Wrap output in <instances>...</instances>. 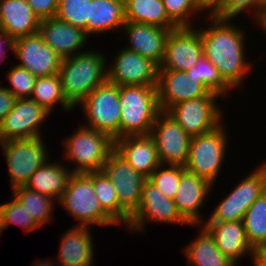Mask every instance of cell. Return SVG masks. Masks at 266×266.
Listing matches in <instances>:
<instances>
[{
  "instance_id": "6da1fadb",
  "label": "cell",
  "mask_w": 266,
  "mask_h": 266,
  "mask_svg": "<svg viewBox=\"0 0 266 266\" xmlns=\"http://www.w3.org/2000/svg\"><path fill=\"white\" fill-rule=\"evenodd\" d=\"M209 17V18H208ZM206 15L209 27H199L203 56L220 72L223 80L234 90L239 89L247 75L252 74L253 63L246 59L245 34L243 28L233 25L231 20ZM240 86V87H239Z\"/></svg>"
},
{
  "instance_id": "7a4b0ae2",
  "label": "cell",
  "mask_w": 266,
  "mask_h": 266,
  "mask_svg": "<svg viewBox=\"0 0 266 266\" xmlns=\"http://www.w3.org/2000/svg\"><path fill=\"white\" fill-rule=\"evenodd\" d=\"M86 51L62 59L58 75L66 100L77 105L97 86L108 80L109 64L104 51ZM107 62V63H106Z\"/></svg>"
},
{
  "instance_id": "3957f363",
  "label": "cell",
  "mask_w": 266,
  "mask_h": 266,
  "mask_svg": "<svg viewBox=\"0 0 266 266\" xmlns=\"http://www.w3.org/2000/svg\"><path fill=\"white\" fill-rule=\"evenodd\" d=\"M119 102V138L150 135L155 119L161 112L157 86H119Z\"/></svg>"
},
{
  "instance_id": "277c9868",
  "label": "cell",
  "mask_w": 266,
  "mask_h": 266,
  "mask_svg": "<svg viewBox=\"0 0 266 266\" xmlns=\"http://www.w3.org/2000/svg\"><path fill=\"white\" fill-rule=\"evenodd\" d=\"M58 203L79 223L75 226H120L95 196L92 172L73 173Z\"/></svg>"
},
{
  "instance_id": "5b68a950",
  "label": "cell",
  "mask_w": 266,
  "mask_h": 266,
  "mask_svg": "<svg viewBox=\"0 0 266 266\" xmlns=\"http://www.w3.org/2000/svg\"><path fill=\"white\" fill-rule=\"evenodd\" d=\"M63 143L64 158L74 162L73 173L101 171L114 150V140L108 134L84 125L79 126Z\"/></svg>"
},
{
  "instance_id": "8992f818",
  "label": "cell",
  "mask_w": 266,
  "mask_h": 266,
  "mask_svg": "<svg viewBox=\"0 0 266 266\" xmlns=\"http://www.w3.org/2000/svg\"><path fill=\"white\" fill-rule=\"evenodd\" d=\"M222 123L215 130L191 137L189 155L184 168L214 186L220 177L221 166L229 144L227 126Z\"/></svg>"
},
{
  "instance_id": "52a82bcc",
  "label": "cell",
  "mask_w": 266,
  "mask_h": 266,
  "mask_svg": "<svg viewBox=\"0 0 266 266\" xmlns=\"http://www.w3.org/2000/svg\"><path fill=\"white\" fill-rule=\"evenodd\" d=\"M87 125L84 126L108 134L113 140L119 138L121 105L119 86L109 82L93 89L80 103Z\"/></svg>"
},
{
  "instance_id": "ba28073f",
  "label": "cell",
  "mask_w": 266,
  "mask_h": 266,
  "mask_svg": "<svg viewBox=\"0 0 266 266\" xmlns=\"http://www.w3.org/2000/svg\"><path fill=\"white\" fill-rule=\"evenodd\" d=\"M101 171L116 189L119 200V225L126 227L130 216L140 204L142 187L147 178L134 170L115 150L110 153Z\"/></svg>"
},
{
  "instance_id": "9c48e42d",
  "label": "cell",
  "mask_w": 266,
  "mask_h": 266,
  "mask_svg": "<svg viewBox=\"0 0 266 266\" xmlns=\"http://www.w3.org/2000/svg\"><path fill=\"white\" fill-rule=\"evenodd\" d=\"M44 142L42 137H35L0 143L7 162L11 190L26 186L32 174L50 160Z\"/></svg>"
},
{
  "instance_id": "30bf717a",
  "label": "cell",
  "mask_w": 266,
  "mask_h": 266,
  "mask_svg": "<svg viewBox=\"0 0 266 266\" xmlns=\"http://www.w3.org/2000/svg\"><path fill=\"white\" fill-rule=\"evenodd\" d=\"M266 191V162L248 174L230 193L223 197L204 222L242 220L250 205Z\"/></svg>"
},
{
  "instance_id": "8fae6325",
  "label": "cell",
  "mask_w": 266,
  "mask_h": 266,
  "mask_svg": "<svg viewBox=\"0 0 266 266\" xmlns=\"http://www.w3.org/2000/svg\"><path fill=\"white\" fill-rule=\"evenodd\" d=\"M220 95H205L173 105L167 113L187 132L190 137L215 130L225 119L216 103Z\"/></svg>"
},
{
  "instance_id": "7c38bea8",
  "label": "cell",
  "mask_w": 266,
  "mask_h": 266,
  "mask_svg": "<svg viewBox=\"0 0 266 266\" xmlns=\"http://www.w3.org/2000/svg\"><path fill=\"white\" fill-rule=\"evenodd\" d=\"M190 225L178 212L172 199L166 197L157 187L146 180L137 210L130 216L126 226L129 232H142L148 222Z\"/></svg>"
},
{
  "instance_id": "4fadbf2b",
  "label": "cell",
  "mask_w": 266,
  "mask_h": 266,
  "mask_svg": "<svg viewBox=\"0 0 266 266\" xmlns=\"http://www.w3.org/2000/svg\"><path fill=\"white\" fill-rule=\"evenodd\" d=\"M150 136L161 164H186L191 137L166 111H161L156 117Z\"/></svg>"
},
{
  "instance_id": "5bb4252c",
  "label": "cell",
  "mask_w": 266,
  "mask_h": 266,
  "mask_svg": "<svg viewBox=\"0 0 266 266\" xmlns=\"http://www.w3.org/2000/svg\"><path fill=\"white\" fill-rule=\"evenodd\" d=\"M49 114V111L30 98L16 99L12 110L0 123V143L42 137L40 128Z\"/></svg>"
},
{
  "instance_id": "9a60e30c",
  "label": "cell",
  "mask_w": 266,
  "mask_h": 266,
  "mask_svg": "<svg viewBox=\"0 0 266 266\" xmlns=\"http://www.w3.org/2000/svg\"><path fill=\"white\" fill-rule=\"evenodd\" d=\"M158 102L161 111H168L182 101L200 98L205 95H219L211 92L191 69L186 71L158 69Z\"/></svg>"
},
{
  "instance_id": "2e32d148",
  "label": "cell",
  "mask_w": 266,
  "mask_h": 266,
  "mask_svg": "<svg viewBox=\"0 0 266 266\" xmlns=\"http://www.w3.org/2000/svg\"><path fill=\"white\" fill-rule=\"evenodd\" d=\"M202 56L198 27H178L167 36L164 57L158 69L186 71L195 66Z\"/></svg>"
},
{
  "instance_id": "e0dca14e",
  "label": "cell",
  "mask_w": 266,
  "mask_h": 266,
  "mask_svg": "<svg viewBox=\"0 0 266 266\" xmlns=\"http://www.w3.org/2000/svg\"><path fill=\"white\" fill-rule=\"evenodd\" d=\"M117 52L107 67L109 82L118 86H157L159 66L155 62L125 48Z\"/></svg>"
},
{
  "instance_id": "ac0fdd59",
  "label": "cell",
  "mask_w": 266,
  "mask_h": 266,
  "mask_svg": "<svg viewBox=\"0 0 266 266\" xmlns=\"http://www.w3.org/2000/svg\"><path fill=\"white\" fill-rule=\"evenodd\" d=\"M14 55L19 59V67L27 69L35 77L58 74L62 58L46 45L37 32L17 38Z\"/></svg>"
},
{
  "instance_id": "d6986e66",
  "label": "cell",
  "mask_w": 266,
  "mask_h": 266,
  "mask_svg": "<svg viewBox=\"0 0 266 266\" xmlns=\"http://www.w3.org/2000/svg\"><path fill=\"white\" fill-rule=\"evenodd\" d=\"M213 185L203 178L188 171L181 165V175L178 191L173 198L180 215L190 226L201 225L205 221L201 215V207L212 192Z\"/></svg>"
},
{
  "instance_id": "ffe728a7",
  "label": "cell",
  "mask_w": 266,
  "mask_h": 266,
  "mask_svg": "<svg viewBox=\"0 0 266 266\" xmlns=\"http://www.w3.org/2000/svg\"><path fill=\"white\" fill-rule=\"evenodd\" d=\"M38 33L44 43L53 49L62 59L84 53L89 37L86 32L56 17L40 20ZM82 51H81V50Z\"/></svg>"
},
{
  "instance_id": "44dd1931",
  "label": "cell",
  "mask_w": 266,
  "mask_h": 266,
  "mask_svg": "<svg viewBox=\"0 0 266 266\" xmlns=\"http://www.w3.org/2000/svg\"><path fill=\"white\" fill-rule=\"evenodd\" d=\"M124 30L129 41L125 49L137 52L160 66L164 57L165 42L171 30L128 21L123 25Z\"/></svg>"
},
{
  "instance_id": "7402d4cb",
  "label": "cell",
  "mask_w": 266,
  "mask_h": 266,
  "mask_svg": "<svg viewBox=\"0 0 266 266\" xmlns=\"http://www.w3.org/2000/svg\"><path fill=\"white\" fill-rule=\"evenodd\" d=\"M114 150L146 178L161 165L155 142L150 135L118 138L114 140Z\"/></svg>"
},
{
  "instance_id": "603a6c76",
  "label": "cell",
  "mask_w": 266,
  "mask_h": 266,
  "mask_svg": "<svg viewBox=\"0 0 266 266\" xmlns=\"http://www.w3.org/2000/svg\"><path fill=\"white\" fill-rule=\"evenodd\" d=\"M213 236L219 251L235 264L254 253L249 244L242 220L230 222H203L202 224ZM239 260V261H238Z\"/></svg>"
},
{
  "instance_id": "cb8c5ba5",
  "label": "cell",
  "mask_w": 266,
  "mask_h": 266,
  "mask_svg": "<svg viewBox=\"0 0 266 266\" xmlns=\"http://www.w3.org/2000/svg\"><path fill=\"white\" fill-rule=\"evenodd\" d=\"M91 227L72 226L60 236L56 263L60 266H92L94 239Z\"/></svg>"
},
{
  "instance_id": "d4e9b609",
  "label": "cell",
  "mask_w": 266,
  "mask_h": 266,
  "mask_svg": "<svg viewBox=\"0 0 266 266\" xmlns=\"http://www.w3.org/2000/svg\"><path fill=\"white\" fill-rule=\"evenodd\" d=\"M40 19L26 0H0V30L15 39L38 32Z\"/></svg>"
},
{
  "instance_id": "484cf974",
  "label": "cell",
  "mask_w": 266,
  "mask_h": 266,
  "mask_svg": "<svg viewBox=\"0 0 266 266\" xmlns=\"http://www.w3.org/2000/svg\"><path fill=\"white\" fill-rule=\"evenodd\" d=\"M125 22L124 0H89L88 36L121 30Z\"/></svg>"
},
{
  "instance_id": "4316f807",
  "label": "cell",
  "mask_w": 266,
  "mask_h": 266,
  "mask_svg": "<svg viewBox=\"0 0 266 266\" xmlns=\"http://www.w3.org/2000/svg\"><path fill=\"white\" fill-rule=\"evenodd\" d=\"M67 167L62 162L48 160L32 174L26 187L58 201L73 174Z\"/></svg>"
},
{
  "instance_id": "83f0119b",
  "label": "cell",
  "mask_w": 266,
  "mask_h": 266,
  "mask_svg": "<svg viewBox=\"0 0 266 266\" xmlns=\"http://www.w3.org/2000/svg\"><path fill=\"white\" fill-rule=\"evenodd\" d=\"M201 230L194 241L183 250L190 266H235L236 264L223 255L216 246L213 236L201 224Z\"/></svg>"
},
{
  "instance_id": "f1b7e54d",
  "label": "cell",
  "mask_w": 266,
  "mask_h": 266,
  "mask_svg": "<svg viewBox=\"0 0 266 266\" xmlns=\"http://www.w3.org/2000/svg\"><path fill=\"white\" fill-rule=\"evenodd\" d=\"M125 21L174 30L179 26L168 16L162 0H124Z\"/></svg>"
},
{
  "instance_id": "f546056e",
  "label": "cell",
  "mask_w": 266,
  "mask_h": 266,
  "mask_svg": "<svg viewBox=\"0 0 266 266\" xmlns=\"http://www.w3.org/2000/svg\"><path fill=\"white\" fill-rule=\"evenodd\" d=\"M30 99L43 106L50 113L57 104L66 112L75 109L66 100L62 92L61 80L58 74L38 77L32 89Z\"/></svg>"
},
{
  "instance_id": "4dcf8cb0",
  "label": "cell",
  "mask_w": 266,
  "mask_h": 266,
  "mask_svg": "<svg viewBox=\"0 0 266 266\" xmlns=\"http://www.w3.org/2000/svg\"><path fill=\"white\" fill-rule=\"evenodd\" d=\"M242 221L251 247L266 249V191L250 205Z\"/></svg>"
},
{
  "instance_id": "1f68e13d",
  "label": "cell",
  "mask_w": 266,
  "mask_h": 266,
  "mask_svg": "<svg viewBox=\"0 0 266 266\" xmlns=\"http://www.w3.org/2000/svg\"><path fill=\"white\" fill-rule=\"evenodd\" d=\"M12 195L25 207V210L39 227L52 220L53 210L56 206L54 202L57 203L55 199L40 194L26 186L13 189Z\"/></svg>"
},
{
  "instance_id": "d6a6232c",
  "label": "cell",
  "mask_w": 266,
  "mask_h": 266,
  "mask_svg": "<svg viewBox=\"0 0 266 266\" xmlns=\"http://www.w3.org/2000/svg\"><path fill=\"white\" fill-rule=\"evenodd\" d=\"M92 184L102 208L119 224V200L112 182L102 171H95Z\"/></svg>"
},
{
  "instance_id": "836d02e7",
  "label": "cell",
  "mask_w": 266,
  "mask_h": 266,
  "mask_svg": "<svg viewBox=\"0 0 266 266\" xmlns=\"http://www.w3.org/2000/svg\"><path fill=\"white\" fill-rule=\"evenodd\" d=\"M191 73L211 91L221 97L228 95L233 89L223 80L219 70L204 56L191 68Z\"/></svg>"
},
{
  "instance_id": "e575fe53",
  "label": "cell",
  "mask_w": 266,
  "mask_h": 266,
  "mask_svg": "<svg viewBox=\"0 0 266 266\" xmlns=\"http://www.w3.org/2000/svg\"><path fill=\"white\" fill-rule=\"evenodd\" d=\"M58 20L67 22L87 34V19H89V0H59L55 16Z\"/></svg>"
},
{
  "instance_id": "d590c367",
  "label": "cell",
  "mask_w": 266,
  "mask_h": 266,
  "mask_svg": "<svg viewBox=\"0 0 266 266\" xmlns=\"http://www.w3.org/2000/svg\"><path fill=\"white\" fill-rule=\"evenodd\" d=\"M265 0H225L222 6L213 14L215 18L223 20H234L242 13L250 12L254 22H258ZM252 11V12H251Z\"/></svg>"
},
{
  "instance_id": "8d00e7d4",
  "label": "cell",
  "mask_w": 266,
  "mask_h": 266,
  "mask_svg": "<svg viewBox=\"0 0 266 266\" xmlns=\"http://www.w3.org/2000/svg\"><path fill=\"white\" fill-rule=\"evenodd\" d=\"M0 217L2 230L8 226L10 227L11 224L19 225L25 229V232L39 228L30 214L25 210V207L13 195L11 201L0 204Z\"/></svg>"
},
{
  "instance_id": "74e56055",
  "label": "cell",
  "mask_w": 266,
  "mask_h": 266,
  "mask_svg": "<svg viewBox=\"0 0 266 266\" xmlns=\"http://www.w3.org/2000/svg\"><path fill=\"white\" fill-rule=\"evenodd\" d=\"M180 175L181 165L161 164L147 180L157 187L166 197L173 200L178 191Z\"/></svg>"
},
{
  "instance_id": "f35d334b",
  "label": "cell",
  "mask_w": 266,
  "mask_h": 266,
  "mask_svg": "<svg viewBox=\"0 0 266 266\" xmlns=\"http://www.w3.org/2000/svg\"><path fill=\"white\" fill-rule=\"evenodd\" d=\"M162 3L168 16L179 27H194L191 22L193 17L198 13H204L196 0H162Z\"/></svg>"
},
{
  "instance_id": "ab89813d",
  "label": "cell",
  "mask_w": 266,
  "mask_h": 266,
  "mask_svg": "<svg viewBox=\"0 0 266 266\" xmlns=\"http://www.w3.org/2000/svg\"><path fill=\"white\" fill-rule=\"evenodd\" d=\"M7 75L10 86L6 88L18 98H30L32 89L35 86L37 77L32 75L27 69L18 65L11 66Z\"/></svg>"
},
{
  "instance_id": "60d3db41",
  "label": "cell",
  "mask_w": 266,
  "mask_h": 266,
  "mask_svg": "<svg viewBox=\"0 0 266 266\" xmlns=\"http://www.w3.org/2000/svg\"><path fill=\"white\" fill-rule=\"evenodd\" d=\"M34 14L40 19L53 18L57 14L59 0H26Z\"/></svg>"
},
{
  "instance_id": "b9f144b4",
  "label": "cell",
  "mask_w": 266,
  "mask_h": 266,
  "mask_svg": "<svg viewBox=\"0 0 266 266\" xmlns=\"http://www.w3.org/2000/svg\"><path fill=\"white\" fill-rule=\"evenodd\" d=\"M16 97L2 84L0 86V123L3 118L12 110Z\"/></svg>"
},
{
  "instance_id": "7bdbcfd3",
  "label": "cell",
  "mask_w": 266,
  "mask_h": 266,
  "mask_svg": "<svg viewBox=\"0 0 266 266\" xmlns=\"http://www.w3.org/2000/svg\"><path fill=\"white\" fill-rule=\"evenodd\" d=\"M16 39L10 36L7 32L0 30V63L6 60L7 50L9 49L14 54ZM7 48V50H6Z\"/></svg>"
},
{
  "instance_id": "ee69618b",
  "label": "cell",
  "mask_w": 266,
  "mask_h": 266,
  "mask_svg": "<svg viewBox=\"0 0 266 266\" xmlns=\"http://www.w3.org/2000/svg\"><path fill=\"white\" fill-rule=\"evenodd\" d=\"M200 8L206 12L207 15H213L224 3L225 0H196Z\"/></svg>"
},
{
  "instance_id": "f6af8a7d",
  "label": "cell",
  "mask_w": 266,
  "mask_h": 266,
  "mask_svg": "<svg viewBox=\"0 0 266 266\" xmlns=\"http://www.w3.org/2000/svg\"><path fill=\"white\" fill-rule=\"evenodd\" d=\"M251 260L254 266H266V249L255 250Z\"/></svg>"
},
{
  "instance_id": "bcb514c9",
  "label": "cell",
  "mask_w": 266,
  "mask_h": 266,
  "mask_svg": "<svg viewBox=\"0 0 266 266\" xmlns=\"http://www.w3.org/2000/svg\"><path fill=\"white\" fill-rule=\"evenodd\" d=\"M54 261H49L48 259L46 261L39 260L38 262L33 263L32 266H58L57 263H53Z\"/></svg>"
},
{
  "instance_id": "7dc6e473",
  "label": "cell",
  "mask_w": 266,
  "mask_h": 266,
  "mask_svg": "<svg viewBox=\"0 0 266 266\" xmlns=\"http://www.w3.org/2000/svg\"><path fill=\"white\" fill-rule=\"evenodd\" d=\"M257 24V26L262 28L261 30H264L266 32V12H262V15Z\"/></svg>"
},
{
  "instance_id": "c3c4849f",
  "label": "cell",
  "mask_w": 266,
  "mask_h": 266,
  "mask_svg": "<svg viewBox=\"0 0 266 266\" xmlns=\"http://www.w3.org/2000/svg\"><path fill=\"white\" fill-rule=\"evenodd\" d=\"M262 12H266V0H265V2H264Z\"/></svg>"
},
{
  "instance_id": "681fc988",
  "label": "cell",
  "mask_w": 266,
  "mask_h": 266,
  "mask_svg": "<svg viewBox=\"0 0 266 266\" xmlns=\"http://www.w3.org/2000/svg\"><path fill=\"white\" fill-rule=\"evenodd\" d=\"M2 232H3V230H2L1 217H0V235H1Z\"/></svg>"
}]
</instances>
